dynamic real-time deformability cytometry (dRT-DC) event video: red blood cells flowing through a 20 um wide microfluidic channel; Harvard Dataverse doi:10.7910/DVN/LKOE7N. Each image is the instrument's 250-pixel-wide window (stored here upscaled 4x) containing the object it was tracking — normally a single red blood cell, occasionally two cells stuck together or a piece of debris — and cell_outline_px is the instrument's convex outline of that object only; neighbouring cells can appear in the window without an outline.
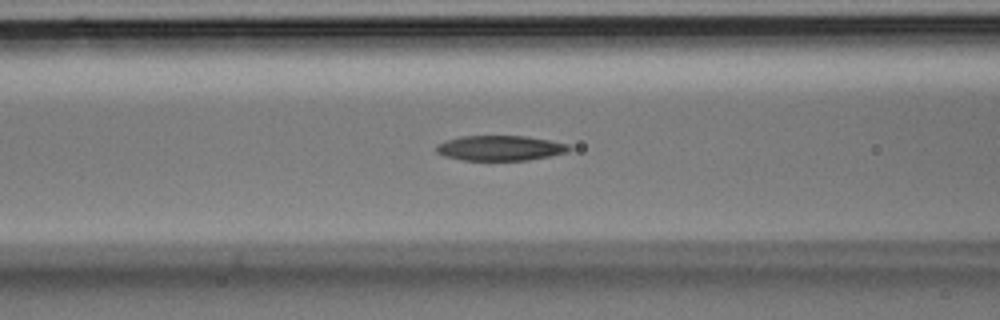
{"species": "Egyptian fruit bat (a non-hibernating species)", "species_latin": "Rousettus aegyptiacus", "temperature_condition": "room temperature", "stored_images_in_passage": 37, "camera_frame_rate_fps": 3000, "um_per_image_px": 0.085, "animal": {"sex": "male"}, "frame": {"image": 1, "passage_image": 15, "time_ms": 4.667, "image_size_px": [1000, 320], "cell_outline_px": [[572, 148], [568, 152], [528, 160], [464, 160], [444, 156], [436, 152], [436, 144], [444, 140], [460, 136], [524, 136], [548, 140], [568, 144]], "centroid_in_image_um": [42.47, 12.58], "position_along_channel_um": 124.1, "area_um2": 19.42}}
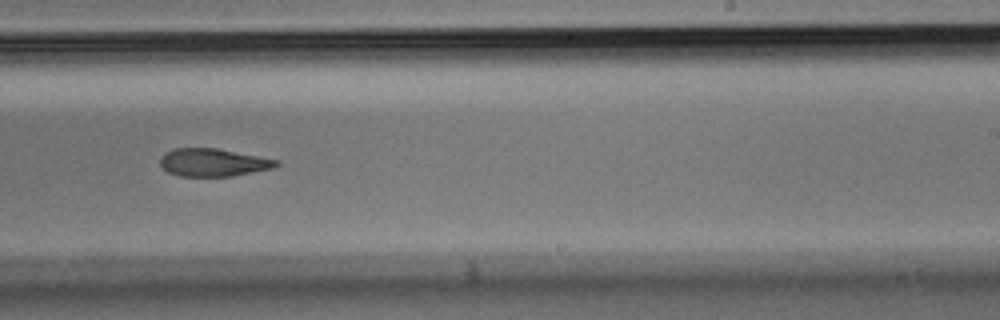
{"frame": {"image": 2, "passage_image": 23, "time_ms": 7.333, "image_size_px": [1000, 320], "cell_outline_px": [[280, 164], [272, 168], [232, 176], [180, 176], [168, 172], [160, 164], [160, 156], [164, 152], [172, 148], [216, 148], [280, 160]], "centroid_in_image_um": [18.1, 13.8], "position_along_channel_um": 270.9, "area_um2": 18.84}}
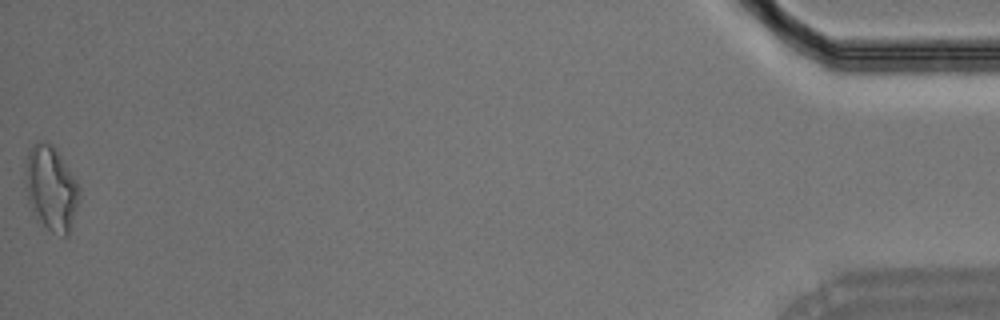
{"frame": {"image": 3, "passage_image": 37, "time_ms": 12.0, "image_size_px": [1000, 320], "cell_outline_px": [[80, 200], [68, 236], [64, 236], [52, 232], [36, 220], [28, 204], [24, 184], [24, 160], [28, 148], [32, 144], [40, 140], [44, 140], [52, 144], [76, 180], [80, 188]], "centroid_in_image_um": [4.29, 16.0], "position_along_channel_um": 430.9, "area_um2": 27.46}}